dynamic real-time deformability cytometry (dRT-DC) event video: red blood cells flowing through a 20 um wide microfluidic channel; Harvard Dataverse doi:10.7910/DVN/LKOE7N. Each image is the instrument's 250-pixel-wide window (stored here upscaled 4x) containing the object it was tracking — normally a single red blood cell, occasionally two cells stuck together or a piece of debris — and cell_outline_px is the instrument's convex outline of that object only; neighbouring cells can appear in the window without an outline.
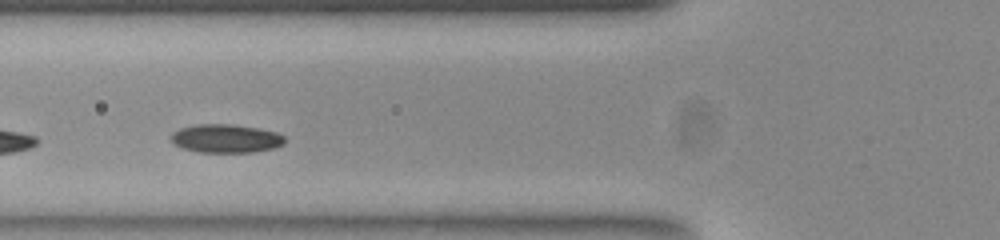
{"species": "common noctule bat (a hibernating species)", "species_latin": "Nyctalus noctula", "temperature_condition": "room temperature", "stored_images_in_passage": 10, "camera_frame_rate_fps": 3000, "um_per_image_px": 0.085, "animal": {"sex": "female", "body_mass_g": 23.0, "forearm_length_mm": 53.4}, "frame": {"image": 1, "passage_image": 6, "time_ms": 1.667, "image_size_px": [1000, 240], "cell_outline_px": [[284, 144], [272, 148], [252, 152], [200, 152], [184, 148], [172, 144], [168, 140], [172, 132], [180, 128], [196, 124], [232, 124], [256, 128], [276, 132], [284, 136]], "centroid_in_image_um": [19.13, 11.77], "position_along_channel_um": 106.7, "area_um2": 18.9}}